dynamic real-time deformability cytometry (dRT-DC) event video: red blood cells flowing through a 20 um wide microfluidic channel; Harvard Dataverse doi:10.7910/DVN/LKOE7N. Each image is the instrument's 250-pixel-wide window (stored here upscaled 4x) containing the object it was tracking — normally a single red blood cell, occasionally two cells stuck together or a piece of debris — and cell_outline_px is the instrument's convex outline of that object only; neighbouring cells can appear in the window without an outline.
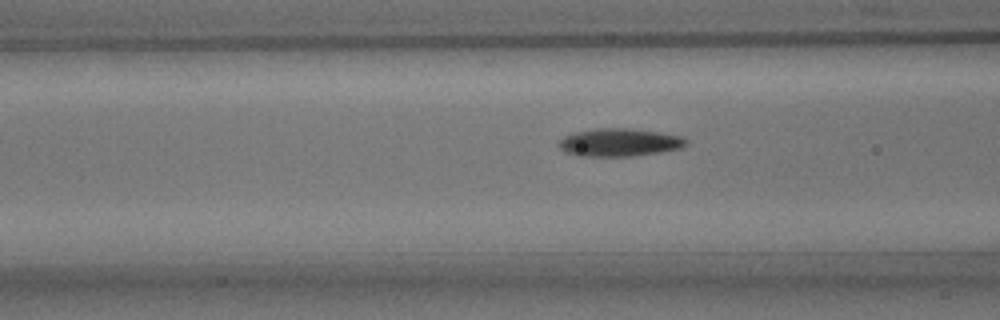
{"species": "common noctule bat (a hibernating species)", "species_latin": "Nyctalus noctula", "temperature_condition": "room temperature", "stored_images_in_passage": 34, "camera_frame_rate_fps": 3000, "um_per_image_px": 0.085, "animal": {"sex": "male", "body_mass_g": 15.6}, "frame": {"image": 1, "passage_image": 12, "time_ms": 3.667, "image_size_px": [1000, 320], "cell_outline_px": [[688, 144], [680, 148], [660, 152], [632, 156], [576, 156], [564, 152], [556, 144], [564, 136], [572, 132], [596, 128], [628, 128], [660, 132], [680, 136], [688, 140]], "centroid_in_image_um": [52.6, 12.1], "position_along_channel_um": 114.0, "area_um2": 20.92}}
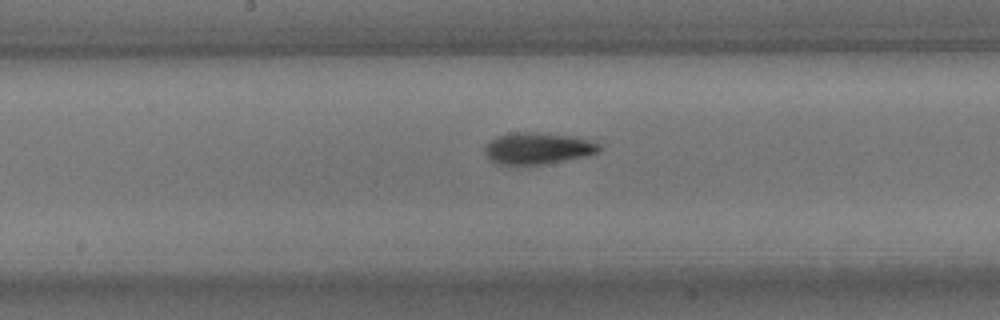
{"frame": {"image": 2, "passage_image": 19, "time_ms": 6.0, "image_size_px": [1000, 320], "cell_outline_px": [[600, 148], [596, 152], [584, 156], [540, 164], [500, 164], [492, 160], [484, 152], [484, 148], [496, 136], [516, 132], [536, 132], [576, 136], [596, 140], [600, 144]], "centroid_in_image_um": [45.75, 12.58], "position_along_channel_um": 202.5, "area_um2": 20.81}}
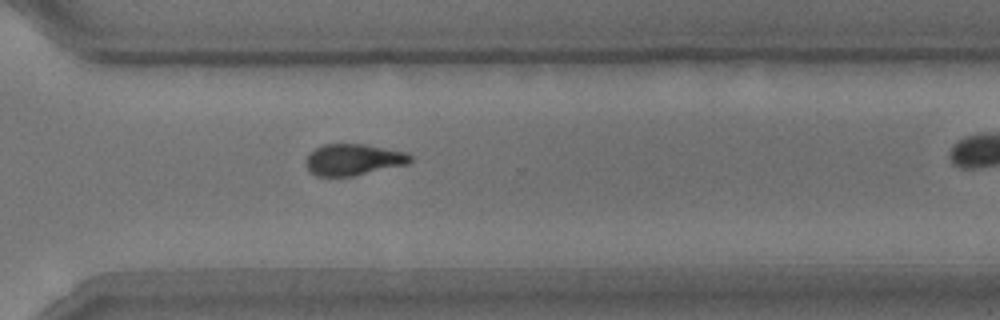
{"frame": {"image": 3, "passage_image": 30, "time_ms": 9.667, "image_size_px": [1000, 320], "cell_outline_px": [[412, 160], [408, 164], [352, 176], [316, 176], [308, 168], [308, 156], [316, 148], [324, 144], [368, 144], [408, 152], [412, 156]], "centroid_in_image_um": [30.12, 13.55], "position_along_channel_um": 340.5, "area_um2": 18.96}}